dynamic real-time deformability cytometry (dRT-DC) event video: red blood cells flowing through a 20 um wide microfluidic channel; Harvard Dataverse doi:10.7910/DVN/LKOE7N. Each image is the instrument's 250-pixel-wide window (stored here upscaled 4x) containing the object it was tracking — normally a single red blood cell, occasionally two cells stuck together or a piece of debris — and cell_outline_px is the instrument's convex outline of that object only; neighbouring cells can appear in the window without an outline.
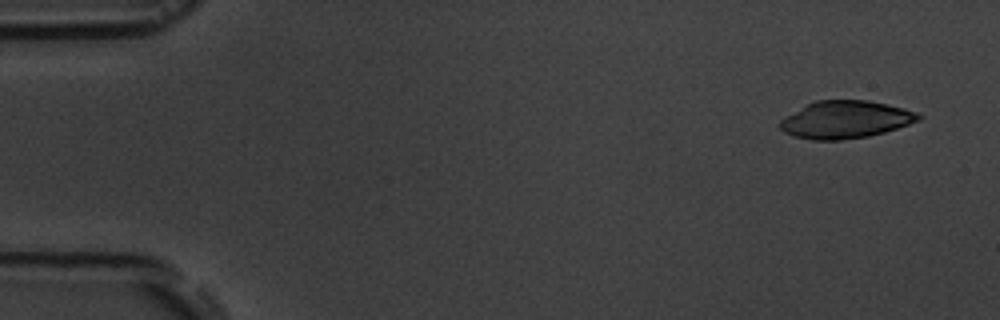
{"species": "common noctule bat (a hibernating species)", "species_latin": "Nyctalus noctula", "temperature_condition": "room temperature", "stored_images_in_passage": 6, "camera_frame_rate_fps": 3000, "um_per_image_px": 0.085, "animal": {"sex": "male", "body_mass_g": 19.5, "forearm_length_mm": 54.6}, "frame": {"image": 1, "passage_image": 1, "time_ms": 0.0, "image_size_px": [1000, 320], "cell_outline_px": [[924, 116], [920, 120], [884, 132], [868, 136], [840, 140], [812, 140], [796, 136], [784, 132], [776, 124], [784, 116], [804, 104], [816, 100], [868, 100], [888, 104], [904, 108], [916, 112]], "centroid_in_image_um": [71.82, 10.15], "position_along_channel_um": 13.2, "area_um2": 30.52}}